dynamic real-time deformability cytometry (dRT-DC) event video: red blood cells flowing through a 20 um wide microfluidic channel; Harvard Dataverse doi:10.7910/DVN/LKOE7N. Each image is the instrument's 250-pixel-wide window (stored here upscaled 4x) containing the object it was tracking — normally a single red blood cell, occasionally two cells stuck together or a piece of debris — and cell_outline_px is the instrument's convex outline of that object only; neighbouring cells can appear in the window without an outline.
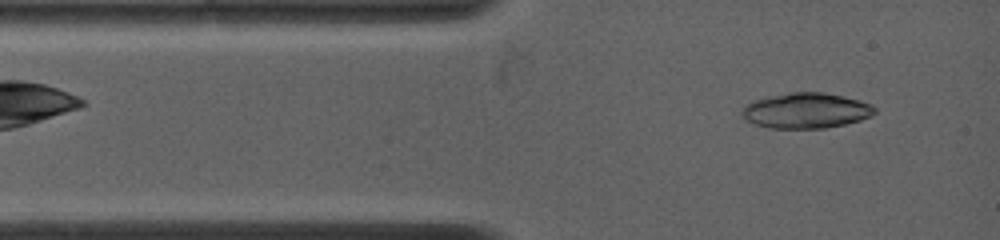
{"species": "common noctule bat (a hibernating species)", "species_latin": "Nyctalus noctula", "temperature_condition": "warm", "stored_images_in_passage": 8, "camera_frame_rate_fps": 4500, "um_per_image_px": 0.085, "animal": {"sex": "female", "body_mass_g": 19.0, "forearm_length_mm": 53.3}, "frame": {"image": 1, "passage_image": 3, "time_ms": 0.444, "image_size_px": [1000, 240], "cell_outline_px": [[876, 112], [872, 116], [860, 120], [844, 124], [824, 128], [768, 128], [752, 124], [744, 120], [740, 112], [744, 104], [752, 100], [792, 92], [824, 92], [844, 96], [860, 100], [876, 108]], "centroid_in_image_um": [68.46, 9.4], "position_along_channel_um": 16.5, "area_um2": 27.63}}